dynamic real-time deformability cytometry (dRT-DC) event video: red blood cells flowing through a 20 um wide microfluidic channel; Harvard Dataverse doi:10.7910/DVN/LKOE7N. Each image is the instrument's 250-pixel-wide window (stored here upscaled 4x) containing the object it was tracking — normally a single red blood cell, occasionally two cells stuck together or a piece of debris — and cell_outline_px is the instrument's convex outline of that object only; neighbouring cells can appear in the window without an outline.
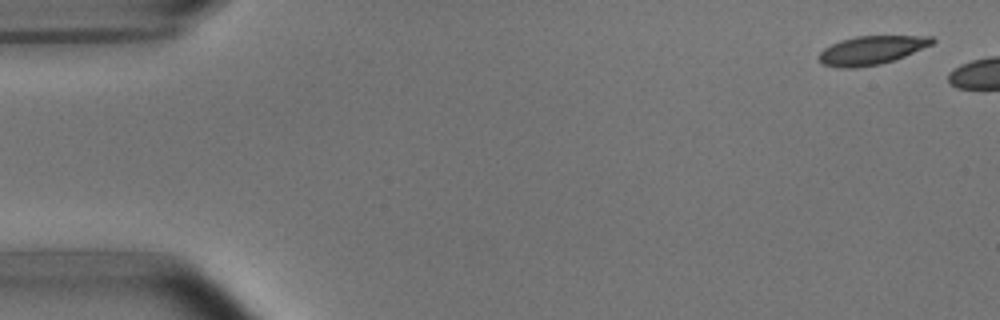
{"species": "common noctule bat (a hibernating species)", "species_latin": "Nyctalus noctula", "temperature_condition": "room temperature", "stored_images_in_passage": 3, "camera_frame_rate_fps": 3000, "um_per_image_px": 0.085, "animal": {"sex": "male", "body_mass_g": 15.6}, "frame": {"image": 1, "passage_image": 1, "time_ms": 0.0, "image_size_px": [1000, 320], "cell_outline_px": [[936, 40], [932, 44], [904, 56], [880, 64], [856, 68], [836, 68], [824, 64], [820, 60], [820, 52], [824, 48], [840, 40], [856, 36], [932, 36]], "centroid_in_image_um": [74.07, 4.27], "position_along_channel_um": 10.9, "area_um2": 18.73}}